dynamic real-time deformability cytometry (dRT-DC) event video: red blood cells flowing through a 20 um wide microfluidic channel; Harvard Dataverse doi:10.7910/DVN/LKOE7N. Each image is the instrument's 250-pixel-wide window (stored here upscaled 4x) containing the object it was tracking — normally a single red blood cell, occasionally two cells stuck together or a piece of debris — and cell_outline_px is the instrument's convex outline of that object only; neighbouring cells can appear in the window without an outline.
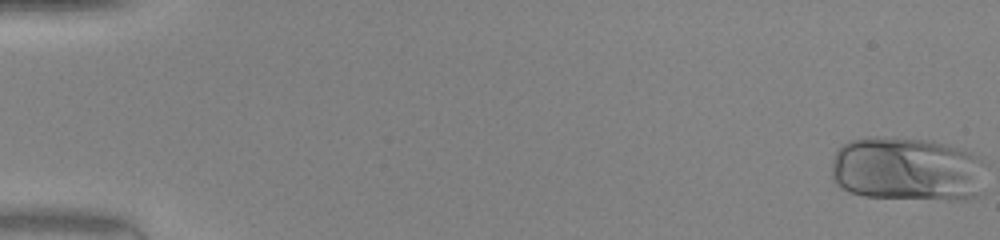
{"species": "human", "species_latin": "Homo sapiens", "temperature_condition": "warm", "stored_images_in_passage": 49, "camera_frame_rate_fps": 3000, "um_per_image_px": 0.085, "donor": {"sex": "female"}, "frame": {"image": 1, "passage_image": 1, "time_ms": 0.0, "image_size_px": [1000, 240], "cell_outline_px": [[984, 192], [980, 196], [968, 200], [948, 200], [864, 196], [848, 192], [840, 188], [836, 184], [832, 176], [832, 160], [836, 148], [848, 140], [864, 136], [880, 136], [932, 140], [964, 148], [972, 152], [984, 160]], "centroid_in_image_um": [77.16, 14.37], "position_along_channel_um": 7.8, "area_um2": 59.88}}
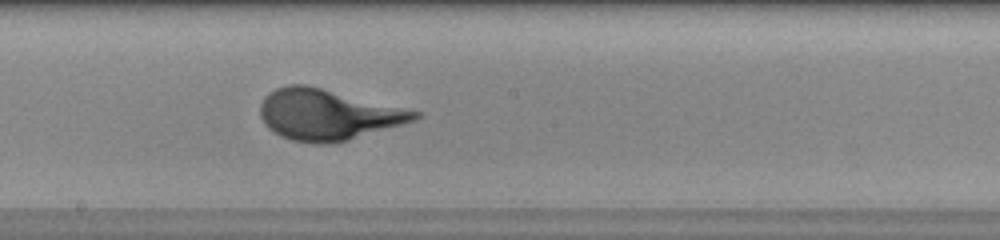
{"frame": {"image": 2, "passage_image": 28, "time_ms": 9.0, "image_size_px": [1000, 240], "cell_outline_px": [[420, 116], [416, 120], [348, 140], [328, 144], [312, 144], [292, 140], [280, 136], [272, 132], [264, 124], [260, 116], [260, 104], [264, 96], [268, 92], [276, 88], [288, 84], [308, 84], [420, 112]], "centroid_in_image_um": [27.79, 9.74], "position_along_channel_um": 220.4, "area_um2": 45.84}}
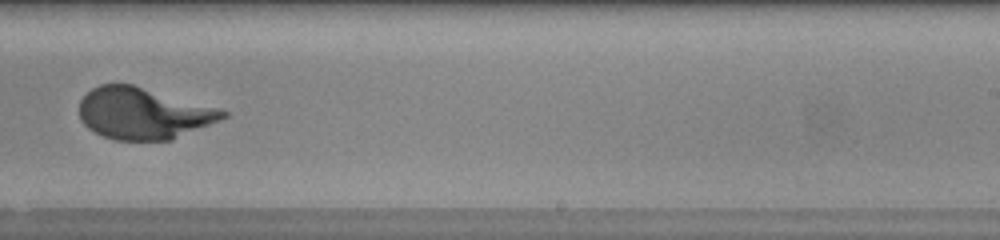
{"frame": {"image": 3, "passage_image": 32, "time_ms": 10.333, "image_size_px": [1000, 240], "cell_outline_px": [[228, 116], [220, 120], [172, 140], [116, 140], [104, 136], [88, 128], [80, 120], [80, 100], [92, 88], [100, 84], [132, 84], [220, 108], [228, 112]], "centroid_in_image_um": [12.19, 9.63], "position_along_channel_um": 276.8, "area_um2": 43.0}, "authors_computed_cell_mechanics": {"area_um2": 44.217, "velocity_mm_per_s": 4.2494, "shape_relaxation_time_tau1_ms": 4.5193, "shape_relaxation_time_tau2_ms": null, "deformation_change_tau1": 0.2493, "deformation_change_tau2": null}}